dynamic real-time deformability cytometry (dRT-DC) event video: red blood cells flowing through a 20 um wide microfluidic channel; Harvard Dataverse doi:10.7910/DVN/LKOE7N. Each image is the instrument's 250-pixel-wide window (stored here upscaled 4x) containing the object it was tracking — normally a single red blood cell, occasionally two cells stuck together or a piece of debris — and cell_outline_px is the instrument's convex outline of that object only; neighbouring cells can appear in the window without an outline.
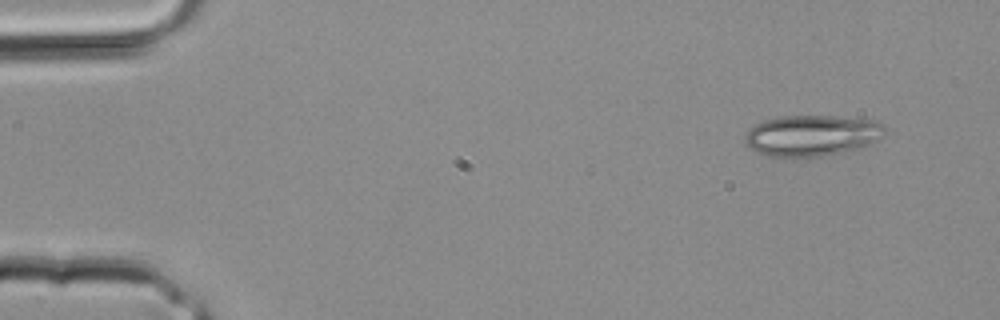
{"species": "common noctule bat (a hibernating species)", "species_latin": "Nyctalus noctula", "temperature_condition": "room temperature", "stored_images_in_passage": 2, "camera_frame_rate_fps": 3000, "um_per_image_px": 0.085, "animal": {"sex": "male", "body_mass_g": 20.4}, "frame": {"image": 1, "passage_image": 1, "time_ms": 0.0, "image_size_px": [1000, 320], "cell_outline_px": [[884, 132], [876, 140], [868, 144], [856, 148], [824, 156], [768, 156], [756, 152], [744, 140], [744, 136], [748, 128], [764, 120], [784, 116], [832, 116], [872, 120], [880, 124], [884, 128]], "centroid_in_image_um": [68.94, 11.51], "position_along_channel_um": 16.1, "area_um2": 32.77}}